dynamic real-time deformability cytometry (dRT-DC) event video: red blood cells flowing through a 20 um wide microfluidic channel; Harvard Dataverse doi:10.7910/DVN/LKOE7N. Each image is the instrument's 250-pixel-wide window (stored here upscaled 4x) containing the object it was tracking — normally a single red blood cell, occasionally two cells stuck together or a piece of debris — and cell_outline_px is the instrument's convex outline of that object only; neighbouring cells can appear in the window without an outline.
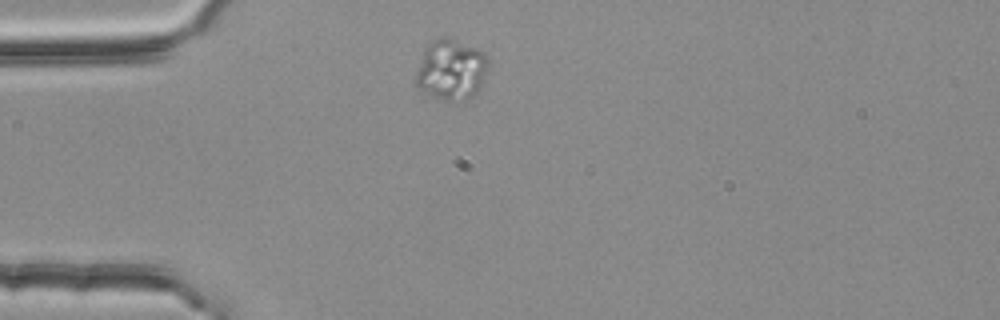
{"species": "common noctule bat (a hibernating species)", "species_latin": "Nyctalus noctula", "temperature_condition": "room temperature", "stored_images_in_passage": 1, "camera_frame_rate_fps": 3000, "um_per_image_px": 0.085, "animal": {"sex": "female", "body_mass_g": 25.1}, "frame": {"image": 1, "passage_image": 1, "time_ms": 0.0, "image_size_px": [1000, 320], "cell_outline_px": [[488, 68], [480, 88], [472, 96], [456, 104], [448, 104], [420, 88], [416, 84], [416, 72], [424, 48], [432, 40], [440, 36], [444, 36], [476, 48], [484, 52], [488, 56]], "centroid_in_image_um": [38.36, 5.95], "position_along_channel_um": 46.6, "area_um2": 25.89}}